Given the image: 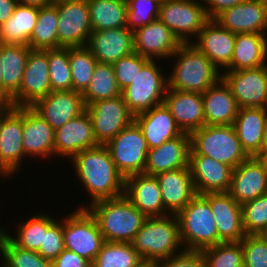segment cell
I'll return each instance as SVG.
<instances>
[{"label":"cell","mask_w":267,"mask_h":267,"mask_svg":"<svg viewBox=\"0 0 267 267\" xmlns=\"http://www.w3.org/2000/svg\"><path fill=\"white\" fill-rule=\"evenodd\" d=\"M65 249L63 239V222L55 221L44 232L43 244H41L37 251L43 258L54 260Z\"/></svg>","instance_id":"cell-49"},{"label":"cell","mask_w":267,"mask_h":267,"mask_svg":"<svg viewBox=\"0 0 267 267\" xmlns=\"http://www.w3.org/2000/svg\"><path fill=\"white\" fill-rule=\"evenodd\" d=\"M0 226V255L4 267H52V261L43 258L37 251L16 246Z\"/></svg>","instance_id":"cell-41"},{"label":"cell","mask_w":267,"mask_h":267,"mask_svg":"<svg viewBox=\"0 0 267 267\" xmlns=\"http://www.w3.org/2000/svg\"><path fill=\"white\" fill-rule=\"evenodd\" d=\"M124 195L146 217L169 215L164 208L160 186L155 175L140 173L126 177Z\"/></svg>","instance_id":"cell-23"},{"label":"cell","mask_w":267,"mask_h":267,"mask_svg":"<svg viewBox=\"0 0 267 267\" xmlns=\"http://www.w3.org/2000/svg\"><path fill=\"white\" fill-rule=\"evenodd\" d=\"M22 130L23 107L0 103V175L3 177L15 175L22 159L27 157L22 147Z\"/></svg>","instance_id":"cell-10"},{"label":"cell","mask_w":267,"mask_h":267,"mask_svg":"<svg viewBox=\"0 0 267 267\" xmlns=\"http://www.w3.org/2000/svg\"><path fill=\"white\" fill-rule=\"evenodd\" d=\"M161 190L163 205L169 214H177L196 195L189 167L155 175Z\"/></svg>","instance_id":"cell-29"},{"label":"cell","mask_w":267,"mask_h":267,"mask_svg":"<svg viewBox=\"0 0 267 267\" xmlns=\"http://www.w3.org/2000/svg\"><path fill=\"white\" fill-rule=\"evenodd\" d=\"M86 208L96 219L104 241L108 242L131 243L147 218L125 195L98 200Z\"/></svg>","instance_id":"cell-2"},{"label":"cell","mask_w":267,"mask_h":267,"mask_svg":"<svg viewBox=\"0 0 267 267\" xmlns=\"http://www.w3.org/2000/svg\"><path fill=\"white\" fill-rule=\"evenodd\" d=\"M233 126L242 149L254 157L260 152L267 127V108H239Z\"/></svg>","instance_id":"cell-33"},{"label":"cell","mask_w":267,"mask_h":267,"mask_svg":"<svg viewBox=\"0 0 267 267\" xmlns=\"http://www.w3.org/2000/svg\"><path fill=\"white\" fill-rule=\"evenodd\" d=\"M30 50L28 45L1 43L2 103L19 91Z\"/></svg>","instance_id":"cell-32"},{"label":"cell","mask_w":267,"mask_h":267,"mask_svg":"<svg viewBox=\"0 0 267 267\" xmlns=\"http://www.w3.org/2000/svg\"><path fill=\"white\" fill-rule=\"evenodd\" d=\"M188 167L196 194L228 192L233 168L199 154L189 155Z\"/></svg>","instance_id":"cell-20"},{"label":"cell","mask_w":267,"mask_h":267,"mask_svg":"<svg viewBox=\"0 0 267 267\" xmlns=\"http://www.w3.org/2000/svg\"><path fill=\"white\" fill-rule=\"evenodd\" d=\"M52 267H91V263L77 253L64 249L52 260Z\"/></svg>","instance_id":"cell-51"},{"label":"cell","mask_w":267,"mask_h":267,"mask_svg":"<svg viewBox=\"0 0 267 267\" xmlns=\"http://www.w3.org/2000/svg\"><path fill=\"white\" fill-rule=\"evenodd\" d=\"M210 20H214L223 11L241 4L245 0H200ZM206 5V6H205Z\"/></svg>","instance_id":"cell-52"},{"label":"cell","mask_w":267,"mask_h":267,"mask_svg":"<svg viewBox=\"0 0 267 267\" xmlns=\"http://www.w3.org/2000/svg\"><path fill=\"white\" fill-rule=\"evenodd\" d=\"M57 21L58 9L54 4L39 8L36 25L28 46L31 49H58Z\"/></svg>","instance_id":"cell-38"},{"label":"cell","mask_w":267,"mask_h":267,"mask_svg":"<svg viewBox=\"0 0 267 267\" xmlns=\"http://www.w3.org/2000/svg\"><path fill=\"white\" fill-rule=\"evenodd\" d=\"M228 193L239 205L267 193V174L255 157L233 169Z\"/></svg>","instance_id":"cell-26"},{"label":"cell","mask_w":267,"mask_h":267,"mask_svg":"<svg viewBox=\"0 0 267 267\" xmlns=\"http://www.w3.org/2000/svg\"><path fill=\"white\" fill-rule=\"evenodd\" d=\"M63 1H69V0H52L53 4H56L58 2H63Z\"/></svg>","instance_id":"cell-59"},{"label":"cell","mask_w":267,"mask_h":267,"mask_svg":"<svg viewBox=\"0 0 267 267\" xmlns=\"http://www.w3.org/2000/svg\"><path fill=\"white\" fill-rule=\"evenodd\" d=\"M150 60L134 52L112 64L117 84L121 91L133 82L137 76L138 69H142Z\"/></svg>","instance_id":"cell-48"},{"label":"cell","mask_w":267,"mask_h":267,"mask_svg":"<svg viewBox=\"0 0 267 267\" xmlns=\"http://www.w3.org/2000/svg\"><path fill=\"white\" fill-rule=\"evenodd\" d=\"M23 141L25 155L36 159L54 157V136L52 127L31 107H23Z\"/></svg>","instance_id":"cell-30"},{"label":"cell","mask_w":267,"mask_h":267,"mask_svg":"<svg viewBox=\"0 0 267 267\" xmlns=\"http://www.w3.org/2000/svg\"><path fill=\"white\" fill-rule=\"evenodd\" d=\"M18 4L35 6V7H47L53 5L52 0H17Z\"/></svg>","instance_id":"cell-54"},{"label":"cell","mask_w":267,"mask_h":267,"mask_svg":"<svg viewBox=\"0 0 267 267\" xmlns=\"http://www.w3.org/2000/svg\"><path fill=\"white\" fill-rule=\"evenodd\" d=\"M51 91L48 49H31L19 91L8 104L13 107H30Z\"/></svg>","instance_id":"cell-12"},{"label":"cell","mask_w":267,"mask_h":267,"mask_svg":"<svg viewBox=\"0 0 267 267\" xmlns=\"http://www.w3.org/2000/svg\"><path fill=\"white\" fill-rule=\"evenodd\" d=\"M158 19L163 22L182 44L191 43L210 20L202 2L198 0H163ZM191 38V39H190Z\"/></svg>","instance_id":"cell-11"},{"label":"cell","mask_w":267,"mask_h":267,"mask_svg":"<svg viewBox=\"0 0 267 267\" xmlns=\"http://www.w3.org/2000/svg\"><path fill=\"white\" fill-rule=\"evenodd\" d=\"M1 43H0V103H2V77H1Z\"/></svg>","instance_id":"cell-58"},{"label":"cell","mask_w":267,"mask_h":267,"mask_svg":"<svg viewBox=\"0 0 267 267\" xmlns=\"http://www.w3.org/2000/svg\"><path fill=\"white\" fill-rule=\"evenodd\" d=\"M256 160L260 163L263 170L267 174V153H257L255 156Z\"/></svg>","instance_id":"cell-56"},{"label":"cell","mask_w":267,"mask_h":267,"mask_svg":"<svg viewBox=\"0 0 267 267\" xmlns=\"http://www.w3.org/2000/svg\"><path fill=\"white\" fill-rule=\"evenodd\" d=\"M71 160L77 179L81 181L90 198V204L124 195L125 178L117 170L105 145L85 149Z\"/></svg>","instance_id":"cell-1"},{"label":"cell","mask_w":267,"mask_h":267,"mask_svg":"<svg viewBox=\"0 0 267 267\" xmlns=\"http://www.w3.org/2000/svg\"><path fill=\"white\" fill-rule=\"evenodd\" d=\"M163 103L182 133L191 134L205 126L201 93L167 89Z\"/></svg>","instance_id":"cell-21"},{"label":"cell","mask_w":267,"mask_h":267,"mask_svg":"<svg viewBox=\"0 0 267 267\" xmlns=\"http://www.w3.org/2000/svg\"><path fill=\"white\" fill-rule=\"evenodd\" d=\"M205 267H244L241 242H222L202 250Z\"/></svg>","instance_id":"cell-43"},{"label":"cell","mask_w":267,"mask_h":267,"mask_svg":"<svg viewBox=\"0 0 267 267\" xmlns=\"http://www.w3.org/2000/svg\"><path fill=\"white\" fill-rule=\"evenodd\" d=\"M121 95L122 91L117 84L113 65L97 62L90 83L82 93L85 106Z\"/></svg>","instance_id":"cell-37"},{"label":"cell","mask_w":267,"mask_h":267,"mask_svg":"<svg viewBox=\"0 0 267 267\" xmlns=\"http://www.w3.org/2000/svg\"><path fill=\"white\" fill-rule=\"evenodd\" d=\"M176 217L183 249L202 251L218 244L217 226L211 206L202 194H196Z\"/></svg>","instance_id":"cell-5"},{"label":"cell","mask_w":267,"mask_h":267,"mask_svg":"<svg viewBox=\"0 0 267 267\" xmlns=\"http://www.w3.org/2000/svg\"><path fill=\"white\" fill-rule=\"evenodd\" d=\"M17 4V0H0V25L13 15Z\"/></svg>","instance_id":"cell-53"},{"label":"cell","mask_w":267,"mask_h":267,"mask_svg":"<svg viewBox=\"0 0 267 267\" xmlns=\"http://www.w3.org/2000/svg\"><path fill=\"white\" fill-rule=\"evenodd\" d=\"M190 150L191 137L188 133H182L159 147L149 149L144 173L156 175L161 172L187 168Z\"/></svg>","instance_id":"cell-27"},{"label":"cell","mask_w":267,"mask_h":267,"mask_svg":"<svg viewBox=\"0 0 267 267\" xmlns=\"http://www.w3.org/2000/svg\"><path fill=\"white\" fill-rule=\"evenodd\" d=\"M205 125H233L238 105L229 85L221 77L202 93Z\"/></svg>","instance_id":"cell-31"},{"label":"cell","mask_w":267,"mask_h":267,"mask_svg":"<svg viewBox=\"0 0 267 267\" xmlns=\"http://www.w3.org/2000/svg\"><path fill=\"white\" fill-rule=\"evenodd\" d=\"M244 267H267V236L246 235L241 241Z\"/></svg>","instance_id":"cell-47"},{"label":"cell","mask_w":267,"mask_h":267,"mask_svg":"<svg viewBox=\"0 0 267 267\" xmlns=\"http://www.w3.org/2000/svg\"><path fill=\"white\" fill-rule=\"evenodd\" d=\"M86 46L99 63L114 64L134 53L133 32L127 27L92 31Z\"/></svg>","instance_id":"cell-24"},{"label":"cell","mask_w":267,"mask_h":267,"mask_svg":"<svg viewBox=\"0 0 267 267\" xmlns=\"http://www.w3.org/2000/svg\"><path fill=\"white\" fill-rule=\"evenodd\" d=\"M168 75H163L155 60H150L123 91L128 110L136 115L162 104L168 89Z\"/></svg>","instance_id":"cell-7"},{"label":"cell","mask_w":267,"mask_h":267,"mask_svg":"<svg viewBox=\"0 0 267 267\" xmlns=\"http://www.w3.org/2000/svg\"><path fill=\"white\" fill-rule=\"evenodd\" d=\"M54 131L86 110L82 93L77 91H51L30 106Z\"/></svg>","instance_id":"cell-16"},{"label":"cell","mask_w":267,"mask_h":267,"mask_svg":"<svg viewBox=\"0 0 267 267\" xmlns=\"http://www.w3.org/2000/svg\"><path fill=\"white\" fill-rule=\"evenodd\" d=\"M62 220L65 249L92 263L104 243L94 216L85 206H81Z\"/></svg>","instance_id":"cell-8"},{"label":"cell","mask_w":267,"mask_h":267,"mask_svg":"<svg viewBox=\"0 0 267 267\" xmlns=\"http://www.w3.org/2000/svg\"><path fill=\"white\" fill-rule=\"evenodd\" d=\"M141 260L131 243L104 241L91 267H136Z\"/></svg>","instance_id":"cell-40"},{"label":"cell","mask_w":267,"mask_h":267,"mask_svg":"<svg viewBox=\"0 0 267 267\" xmlns=\"http://www.w3.org/2000/svg\"><path fill=\"white\" fill-rule=\"evenodd\" d=\"M267 36L260 33L236 34L234 53L226 71L257 68L267 65Z\"/></svg>","instance_id":"cell-34"},{"label":"cell","mask_w":267,"mask_h":267,"mask_svg":"<svg viewBox=\"0 0 267 267\" xmlns=\"http://www.w3.org/2000/svg\"><path fill=\"white\" fill-rule=\"evenodd\" d=\"M39 7L17 4L13 15L0 25V43L28 45Z\"/></svg>","instance_id":"cell-35"},{"label":"cell","mask_w":267,"mask_h":267,"mask_svg":"<svg viewBox=\"0 0 267 267\" xmlns=\"http://www.w3.org/2000/svg\"><path fill=\"white\" fill-rule=\"evenodd\" d=\"M54 5L58 9V48L86 46L93 31L87 0H69Z\"/></svg>","instance_id":"cell-13"},{"label":"cell","mask_w":267,"mask_h":267,"mask_svg":"<svg viewBox=\"0 0 267 267\" xmlns=\"http://www.w3.org/2000/svg\"><path fill=\"white\" fill-rule=\"evenodd\" d=\"M105 146L124 178L144 173L149 148L140 127L134 120Z\"/></svg>","instance_id":"cell-9"},{"label":"cell","mask_w":267,"mask_h":267,"mask_svg":"<svg viewBox=\"0 0 267 267\" xmlns=\"http://www.w3.org/2000/svg\"><path fill=\"white\" fill-rule=\"evenodd\" d=\"M177 61L167 76L168 88L203 93L221 77V71L191 43L182 44L171 56Z\"/></svg>","instance_id":"cell-3"},{"label":"cell","mask_w":267,"mask_h":267,"mask_svg":"<svg viewBox=\"0 0 267 267\" xmlns=\"http://www.w3.org/2000/svg\"><path fill=\"white\" fill-rule=\"evenodd\" d=\"M48 65L52 91L72 90L69 47L48 49Z\"/></svg>","instance_id":"cell-44"},{"label":"cell","mask_w":267,"mask_h":267,"mask_svg":"<svg viewBox=\"0 0 267 267\" xmlns=\"http://www.w3.org/2000/svg\"><path fill=\"white\" fill-rule=\"evenodd\" d=\"M161 267H205L202 251L181 250L180 253L161 260Z\"/></svg>","instance_id":"cell-50"},{"label":"cell","mask_w":267,"mask_h":267,"mask_svg":"<svg viewBox=\"0 0 267 267\" xmlns=\"http://www.w3.org/2000/svg\"><path fill=\"white\" fill-rule=\"evenodd\" d=\"M211 206L218 232V244L240 242L246 233L242 224V209L228 192L202 194Z\"/></svg>","instance_id":"cell-18"},{"label":"cell","mask_w":267,"mask_h":267,"mask_svg":"<svg viewBox=\"0 0 267 267\" xmlns=\"http://www.w3.org/2000/svg\"><path fill=\"white\" fill-rule=\"evenodd\" d=\"M134 121L140 127L149 149L182 134L164 103L134 115Z\"/></svg>","instance_id":"cell-28"},{"label":"cell","mask_w":267,"mask_h":267,"mask_svg":"<svg viewBox=\"0 0 267 267\" xmlns=\"http://www.w3.org/2000/svg\"><path fill=\"white\" fill-rule=\"evenodd\" d=\"M93 31L126 27L127 4L122 0H87Z\"/></svg>","instance_id":"cell-36"},{"label":"cell","mask_w":267,"mask_h":267,"mask_svg":"<svg viewBox=\"0 0 267 267\" xmlns=\"http://www.w3.org/2000/svg\"><path fill=\"white\" fill-rule=\"evenodd\" d=\"M97 60L87 46L69 47L72 90L83 93L88 87Z\"/></svg>","instance_id":"cell-42"},{"label":"cell","mask_w":267,"mask_h":267,"mask_svg":"<svg viewBox=\"0 0 267 267\" xmlns=\"http://www.w3.org/2000/svg\"><path fill=\"white\" fill-rule=\"evenodd\" d=\"M222 28L235 34L267 35V0H245L220 13L214 19Z\"/></svg>","instance_id":"cell-17"},{"label":"cell","mask_w":267,"mask_h":267,"mask_svg":"<svg viewBox=\"0 0 267 267\" xmlns=\"http://www.w3.org/2000/svg\"><path fill=\"white\" fill-rule=\"evenodd\" d=\"M94 138L92 120L85 110L55 131L54 155L72 158L74 155L98 146Z\"/></svg>","instance_id":"cell-22"},{"label":"cell","mask_w":267,"mask_h":267,"mask_svg":"<svg viewBox=\"0 0 267 267\" xmlns=\"http://www.w3.org/2000/svg\"><path fill=\"white\" fill-rule=\"evenodd\" d=\"M258 153H267V127L263 136V141L261 144L260 152Z\"/></svg>","instance_id":"cell-57"},{"label":"cell","mask_w":267,"mask_h":267,"mask_svg":"<svg viewBox=\"0 0 267 267\" xmlns=\"http://www.w3.org/2000/svg\"><path fill=\"white\" fill-rule=\"evenodd\" d=\"M191 44L203 53L219 70L231 64L236 34L222 28L215 20H209Z\"/></svg>","instance_id":"cell-25"},{"label":"cell","mask_w":267,"mask_h":267,"mask_svg":"<svg viewBox=\"0 0 267 267\" xmlns=\"http://www.w3.org/2000/svg\"><path fill=\"white\" fill-rule=\"evenodd\" d=\"M124 3L128 4L129 2L133 1V0H122Z\"/></svg>","instance_id":"cell-60"},{"label":"cell","mask_w":267,"mask_h":267,"mask_svg":"<svg viewBox=\"0 0 267 267\" xmlns=\"http://www.w3.org/2000/svg\"><path fill=\"white\" fill-rule=\"evenodd\" d=\"M86 111L92 120L94 138L101 145H105L134 120L122 95L90 103Z\"/></svg>","instance_id":"cell-14"},{"label":"cell","mask_w":267,"mask_h":267,"mask_svg":"<svg viewBox=\"0 0 267 267\" xmlns=\"http://www.w3.org/2000/svg\"><path fill=\"white\" fill-rule=\"evenodd\" d=\"M55 218L46 214H37L27 221L21 222L17 228L16 236H11L8 232L3 233L16 245L21 248L38 251L43 244L44 232L55 222Z\"/></svg>","instance_id":"cell-39"},{"label":"cell","mask_w":267,"mask_h":267,"mask_svg":"<svg viewBox=\"0 0 267 267\" xmlns=\"http://www.w3.org/2000/svg\"><path fill=\"white\" fill-rule=\"evenodd\" d=\"M136 267H161V260L142 259Z\"/></svg>","instance_id":"cell-55"},{"label":"cell","mask_w":267,"mask_h":267,"mask_svg":"<svg viewBox=\"0 0 267 267\" xmlns=\"http://www.w3.org/2000/svg\"><path fill=\"white\" fill-rule=\"evenodd\" d=\"M163 0H133L127 4L126 27L132 32L159 17Z\"/></svg>","instance_id":"cell-46"},{"label":"cell","mask_w":267,"mask_h":267,"mask_svg":"<svg viewBox=\"0 0 267 267\" xmlns=\"http://www.w3.org/2000/svg\"><path fill=\"white\" fill-rule=\"evenodd\" d=\"M134 51L151 60L170 58L182 45L174 33L159 19L133 32Z\"/></svg>","instance_id":"cell-19"},{"label":"cell","mask_w":267,"mask_h":267,"mask_svg":"<svg viewBox=\"0 0 267 267\" xmlns=\"http://www.w3.org/2000/svg\"><path fill=\"white\" fill-rule=\"evenodd\" d=\"M222 78L229 85L239 108H267V65L224 71Z\"/></svg>","instance_id":"cell-15"},{"label":"cell","mask_w":267,"mask_h":267,"mask_svg":"<svg viewBox=\"0 0 267 267\" xmlns=\"http://www.w3.org/2000/svg\"><path fill=\"white\" fill-rule=\"evenodd\" d=\"M246 235L267 233V193L241 205Z\"/></svg>","instance_id":"cell-45"},{"label":"cell","mask_w":267,"mask_h":267,"mask_svg":"<svg viewBox=\"0 0 267 267\" xmlns=\"http://www.w3.org/2000/svg\"><path fill=\"white\" fill-rule=\"evenodd\" d=\"M190 137V154L211 157L233 169L249 157L242 149L233 125H205Z\"/></svg>","instance_id":"cell-6"},{"label":"cell","mask_w":267,"mask_h":267,"mask_svg":"<svg viewBox=\"0 0 267 267\" xmlns=\"http://www.w3.org/2000/svg\"><path fill=\"white\" fill-rule=\"evenodd\" d=\"M131 244L142 259L163 260L180 253L183 248L176 215L147 217Z\"/></svg>","instance_id":"cell-4"}]
</instances>
